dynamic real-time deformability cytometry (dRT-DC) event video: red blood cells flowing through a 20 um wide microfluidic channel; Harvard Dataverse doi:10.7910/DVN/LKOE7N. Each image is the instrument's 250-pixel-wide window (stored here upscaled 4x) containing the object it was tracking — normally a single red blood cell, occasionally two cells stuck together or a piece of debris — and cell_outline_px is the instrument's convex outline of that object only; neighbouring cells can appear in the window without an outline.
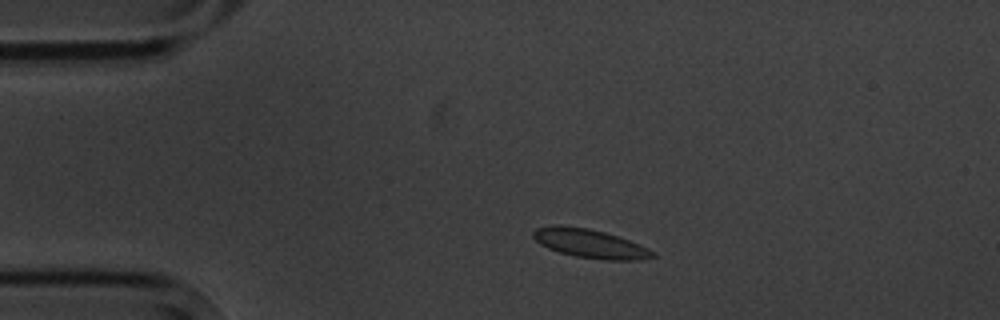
{"species": "common noctule bat (a hibernating species)", "species_latin": "Nyctalus noctula", "temperature_condition": "cold", "stored_images_in_passage": 5, "camera_frame_rate_fps": 3000, "um_per_image_px": 0.085, "animal": {"sex": "male", "body_mass_g": 20.1, "forearm_length_mm": 53.5}, "frame": {"image": 1, "passage_image": 3, "time_ms": 2.0, "image_size_px": [1000, 320], "cell_outline_px": [[656, 256], [640, 260], [604, 260], [576, 256], [560, 252], [548, 248], [540, 244], [532, 236], [532, 232], [536, 228], [552, 224], [560, 224], [588, 228], [604, 232], [640, 244], [656, 252]], "centroid_in_image_um": [50.14, 20.69], "position_along_channel_um": 34.9, "area_um2": 20.17}}